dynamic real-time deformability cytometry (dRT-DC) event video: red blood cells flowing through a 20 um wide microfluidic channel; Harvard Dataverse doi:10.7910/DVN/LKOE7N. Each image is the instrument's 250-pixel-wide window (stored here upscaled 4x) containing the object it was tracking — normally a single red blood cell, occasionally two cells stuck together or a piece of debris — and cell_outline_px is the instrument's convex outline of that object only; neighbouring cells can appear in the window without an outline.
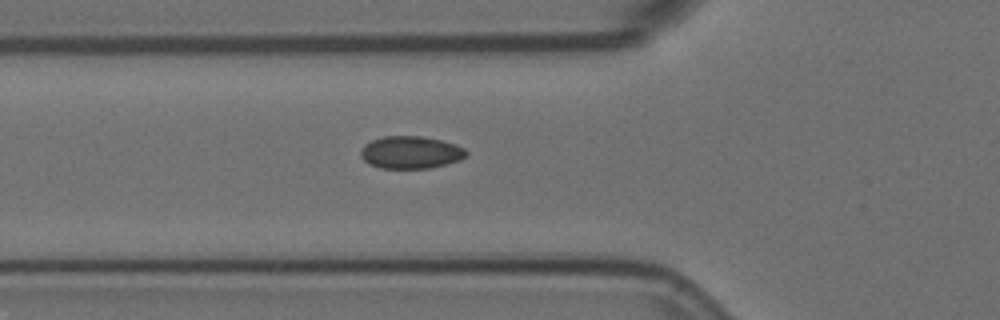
{"species": "Egyptian fruit bat (a non-hibernating species)", "species_latin": "Rousettus aegyptiacus", "temperature_condition": "room temperature", "stored_images_in_passage": 3, "camera_frame_rate_fps": 3000, "um_per_image_px": 0.085, "animal": {"sex": "female"}, "frame": {"image": 1, "passage_image": 3, "time_ms": 0.667, "image_size_px": [1000, 320], "cell_outline_px": [[468, 156], [460, 160], [428, 168], [380, 168], [368, 164], [360, 156], [360, 148], [364, 144], [372, 140], [384, 136], [420, 136], [440, 140], [456, 144], [464, 148], [468, 152]], "centroid_in_image_um": [34.89, 12.95], "position_along_channel_um": 90.9, "area_um2": 20.06}}